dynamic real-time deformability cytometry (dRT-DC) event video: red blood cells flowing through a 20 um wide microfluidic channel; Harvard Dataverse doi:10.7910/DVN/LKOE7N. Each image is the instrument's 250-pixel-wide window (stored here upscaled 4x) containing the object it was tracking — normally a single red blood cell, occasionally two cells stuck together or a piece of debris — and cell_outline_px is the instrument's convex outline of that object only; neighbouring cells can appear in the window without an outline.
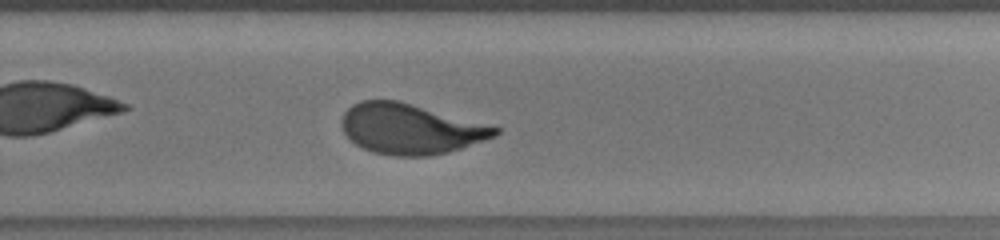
{"species": "human", "species_latin": "Homo sapiens", "temperature_condition": "room temperature", "stored_images_in_passage": 29, "camera_frame_rate_fps": 3000, "um_per_image_px": 0.085, "donor": {"sex": "male"}, "frame": {"image": 1, "passage_image": 21, "time_ms": 8.667, "image_size_px": [1000, 240], "cell_outline_px": [[500, 132], [496, 136], [448, 152], [428, 156], [396, 156], [372, 152], [348, 140], [340, 124], [340, 120], [344, 112], [352, 104], [360, 100], [396, 100], [500, 128]], "centroid_in_image_um": [34.81, 10.96], "position_along_channel_um": 295.0, "area_um2": 44.62}, "authors_computed_cell_mechanics": {"area_um2": 45.8354, "velocity_mm_per_s": 3.7959, "shape_relaxation_time_tau1_ms": 3.4058, "shape_relaxation_time_tau2_ms": null, "deformation_change_tau1": 0.1567, "deformation_change_tau2": null}}